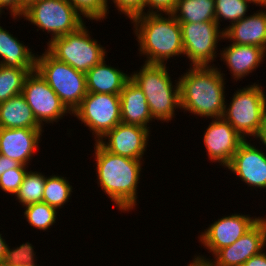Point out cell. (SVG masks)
<instances>
[{
    "instance_id": "1",
    "label": "cell",
    "mask_w": 266,
    "mask_h": 266,
    "mask_svg": "<svg viewBox=\"0 0 266 266\" xmlns=\"http://www.w3.org/2000/svg\"><path fill=\"white\" fill-rule=\"evenodd\" d=\"M94 144L98 187L116 204L119 211H132L137 206V187L144 160L116 155L107 151L99 142Z\"/></svg>"
},
{
    "instance_id": "2",
    "label": "cell",
    "mask_w": 266,
    "mask_h": 266,
    "mask_svg": "<svg viewBox=\"0 0 266 266\" xmlns=\"http://www.w3.org/2000/svg\"><path fill=\"white\" fill-rule=\"evenodd\" d=\"M213 66L187 68L179 81L180 104L184 112L202 118H222L225 108V74Z\"/></svg>"
},
{
    "instance_id": "3",
    "label": "cell",
    "mask_w": 266,
    "mask_h": 266,
    "mask_svg": "<svg viewBox=\"0 0 266 266\" xmlns=\"http://www.w3.org/2000/svg\"><path fill=\"white\" fill-rule=\"evenodd\" d=\"M139 53L145 63L167 64L175 56H184L180 23L171 13L142 14L131 19Z\"/></svg>"
},
{
    "instance_id": "4",
    "label": "cell",
    "mask_w": 266,
    "mask_h": 266,
    "mask_svg": "<svg viewBox=\"0 0 266 266\" xmlns=\"http://www.w3.org/2000/svg\"><path fill=\"white\" fill-rule=\"evenodd\" d=\"M166 64L143 63L130 79L142 90L153 120L171 122L175 110H181L179 81L173 85Z\"/></svg>"
},
{
    "instance_id": "5",
    "label": "cell",
    "mask_w": 266,
    "mask_h": 266,
    "mask_svg": "<svg viewBox=\"0 0 266 266\" xmlns=\"http://www.w3.org/2000/svg\"><path fill=\"white\" fill-rule=\"evenodd\" d=\"M35 70L71 113L88 93L86 73L57 60L46 49L42 55L36 53Z\"/></svg>"
},
{
    "instance_id": "6",
    "label": "cell",
    "mask_w": 266,
    "mask_h": 266,
    "mask_svg": "<svg viewBox=\"0 0 266 266\" xmlns=\"http://www.w3.org/2000/svg\"><path fill=\"white\" fill-rule=\"evenodd\" d=\"M258 82L239 88L225 104L222 118L246 140L255 137L266 115V94ZM228 107V108H227Z\"/></svg>"
},
{
    "instance_id": "7",
    "label": "cell",
    "mask_w": 266,
    "mask_h": 266,
    "mask_svg": "<svg viewBox=\"0 0 266 266\" xmlns=\"http://www.w3.org/2000/svg\"><path fill=\"white\" fill-rule=\"evenodd\" d=\"M90 33L84 24L75 32L49 40L46 50L57 60L87 73L107 56L106 47L98 44Z\"/></svg>"
},
{
    "instance_id": "8",
    "label": "cell",
    "mask_w": 266,
    "mask_h": 266,
    "mask_svg": "<svg viewBox=\"0 0 266 266\" xmlns=\"http://www.w3.org/2000/svg\"><path fill=\"white\" fill-rule=\"evenodd\" d=\"M38 30L47 32L51 39L77 31L86 24L83 16L67 0H34L21 16Z\"/></svg>"
},
{
    "instance_id": "9",
    "label": "cell",
    "mask_w": 266,
    "mask_h": 266,
    "mask_svg": "<svg viewBox=\"0 0 266 266\" xmlns=\"http://www.w3.org/2000/svg\"><path fill=\"white\" fill-rule=\"evenodd\" d=\"M72 115L88 127L95 142H98L122 122L120 97L114 94L87 93Z\"/></svg>"
},
{
    "instance_id": "10",
    "label": "cell",
    "mask_w": 266,
    "mask_h": 266,
    "mask_svg": "<svg viewBox=\"0 0 266 266\" xmlns=\"http://www.w3.org/2000/svg\"><path fill=\"white\" fill-rule=\"evenodd\" d=\"M180 27L184 57L189 58V66H212L217 58L218 42L224 40V30L216 21L180 23Z\"/></svg>"
},
{
    "instance_id": "11",
    "label": "cell",
    "mask_w": 266,
    "mask_h": 266,
    "mask_svg": "<svg viewBox=\"0 0 266 266\" xmlns=\"http://www.w3.org/2000/svg\"><path fill=\"white\" fill-rule=\"evenodd\" d=\"M22 95L30 106L37 122L44 124L58 122L72 113L61 102L58 95L47 84V82L35 70L30 72L24 81Z\"/></svg>"
},
{
    "instance_id": "12",
    "label": "cell",
    "mask_w": 266,
    "mask_h": 266,
    "mask_svg": "<svg viewBox=\"0 0 266 266\" xmlns=\"http://www.w3.org/2000/svg\"><path fill=\"white\" fill-rule=\"evenodd\" d=\"M266 247V217L261 218L236 242L221 248L214 254V259L203 255L197 257L208 259L214 266H242L252 256L259 254Z\"/></svg>"
},
{
    "instance_id": "13",
    "label": "cell",
    "mask_w": 266,
    "mask_h": 266,
    "mask_svg": "<svg viewBox=\"0 0 266 266\" xmlns=\"http://www.w3.org/2000/svg\"><path fill=\"white\" fill-rule=\"evenodd\" d=\"M261 217L241 214L224 216L214 221L198 236L205 249L212 256L221 248L228 247L243 236Z\"/></svg>"
},
{
    "instance_id": "14",
    "label": "cell",
    "mask_w": 266,
    "mask_h": 266,
    "mask_svg": "<svg viewBox=\"0 0 266 266\" xmlns=\"http://www.w3.org/2000/svg\"><path fill=\"white\" fill-rule=\"evenodd\" d=\"M150 134L148 128L120 122L98 142L113 154L143 160Z\"/></svg>"
},
{
    "instance_id": "15",
    "label": "cell",
    "mask_w": 266,
    "mask_h": 266,
    "mask_svg": "<svg viewBox=\"0 0 266 266\" xmlns=\"http://www.w3.org/2000/svg\"><path fill=\"white\" fill-rule=\"evenodd\" d=\"M203 143L211 162L227 167L239 145L244 141L240 134L223 118L210 121L203 134Z\"/></svg>"
},
{
    "instance_id": "16",
    "label": "cell",
    "mask_w": 266,
    "mask_h": 266,
    "mask_svg": "<svg viewBox=\"0 0 266 266\" xmlns=\"http://www.w3.org/2000/svg\"><path fill=\"white\" fill-rule=\"evenodd\" d=\"M256 146L244 140L226 169L246 183L247 187L261 190L266 189V153Z\"/></svg>"
},
{
    "instance_id": "17",
    "label": "cell",
    "mask_w": 266,
    "mask_h": 266,
    "mask_svg": "<svg viewBox=\"0 0 266 266\" xmlns=\"http://www.w3.org/2000/svg\"><path fill=\"white\" fill-rule=\"evenodd\" d=\"M43 129L0 128V155L28 166L39 150Z\"/></svg>"
},
{
    "instance_id": "18",
    "label": "cell",
    "mask_w": 266,
    "mask_h": 266,
    "mask_svg": "<svg viewBox=\"0 0 266 266\" xmlns=\"http://www.w3.org/2000/svg\"><path fill=\"white\" fill-rule=\"evenodd\" d=\"M219 55L222 58L220 60L227 65L234 82H237L260 67L266 57V51L255 45L231 43L222 48Z\"/></svg>"
},
{
    "instance_id": "19",
    "label": "cell",
    "mask_w": 266,
    "mask_h": 266,
    "mask_svg": "<svg viewBox=\"0 0 266 266\" xmlns=\"http://www.w3.org/2000/svg\"><path fill=\"white\" fill-rule=\"evenodd\" d=\"M222 29L224 41L227 39L234 44L255 45L266 51V9L257 10Z\"/></svg>"
},
{
    "instance_id": "20",
    "label": "cell",
    "mask_w": 266,
    "mask_h": 266,
    "mask_svg": "<svg viewBox=\"0 0 266 266\" xmlns=\"http://www.w3.org/2000/svg\"><path fill=\"white\" fill-rule=\"evenodd\" d=\"M121 121L125 124L148 128L153 120L147 99L142 90L129 79L119 94Z\"/></svg>"
},
{
    "instance_id": "21",
    "label": "cell",
    "mask_w": 266,
    "mask_h": 266,
    "mask_svg": "<svg viewBox=\"0 0 266 266\" xmlns=\"http://www.w3.org/2000/svg\"><path fill=\"white\" fill-rule=\"evenodd\" d=\"M106 58L86 73L88 93L119 95L130 75L116 67L106 65Z\"/></svg>"
},
{
    "instance_id": "22",
    "label": "cell",
    "mask_w": 266,
    "mask_h": 266,
    "mask_svg": "<svg viewBox=\"0 0 266 266\" xmlns=\"http://www.w3.org/2000/svg\"><path fill=\"white\" fill-rule=\"evenodd\" d=\"M11 32L0 26V65L20 69H35L36 55Z\"/></svg>"
},
{
    "instance_id": "23",
    "label": "cell",
    "mask_w": 266,
    "mask_h": 266,
    "mask_svg": "<svg viewBox=\"0 0 266 266\" xmlns=\"http://www.w3.org/2000/svg\"><path fill=\"white\" fill-rule=\"evenodd\" d=\"M0 128L43 129L25 97L20 94L0 103Z\"/></svg>"
},
{
    "instance_id": "24",
    "label": "cell",
    "mask_w": 266,
    "mask_h": 266,
    "mask_svg": "<svg viewBox=\"0 0 266 266\" xmlns=\"http://www.w3.org/2000/svg\"><path fill=\"white\" fill-rule=\"evenodd\" d=\"M171 14L179 23L215 21V0H177Z\"/></svg>"
},
{
    "instance_id": "25",
    "label": "cell",
    "mask_w": 266,
    "mask_h": 266,
    "mask_svg": "<svg viewBox=\"0 0 266 266\" xmlns=\"http://www.w3.org/2000/svg\"><path fill=\"white\" fill-rule=\"evenodd\" d=\"M35 69H20L0 65V103L22 94L24 81Z\"/></svg>"
},
{
    "instance_id": "26",
    "label": "cell",
    "mask_w": 266,
    "mask_h": 266,
    "mask_svg": "<svg viewBox=\"0 0 266 266\" xmlns=\"http://www.w3.org/2000/svg\"><path fill=\"white\" fill-rule=\"evenodd\" d=\"M46 176L42 172L27 171L18 192L15 194L16 200L23 207L43 202V193Z\"/></svg>"
},
{
    "instance_id": "27",
    "label": "cell",
    "mask_w": 266,
    "mask_h": 266,
    "mask_svg": "<svg viewBox=\"0 0 266 266\" xmlns=\"http://www.w3.org/2000/svg\"><path fill=\"white\" fill-rule=\"evenodd\" d=\"M72 188L66 177L58 176V174L46 176L43 202L59 210L69 202L68 199H70L73 192Z\"/></svg>"
},
{
    "instance_id": "28",
    "label": "cell",
    "mask_w": 266,
    "mask_h": 266,
    "mask_svg": "<svg viewBox=\"0 0 266 266\" xmlns=\"http://www.w3.org/2000/svg\"><path fill=\"white\" fill-rule=\"evenodd\" d=\"M24 210V217L33 228L47 231L56 223L58 210L45 202L27 205Z\"/></svg>"
},
{
    "instance_id": "29",
    "label": "cell",
    "mask_w": 266,
    "mask_h": 266,
    "mask_svg": "<svg viewBox=\"0 0 266 266\" xmlns=\"http://www.w3.org/2000/svg\"><path fill=\"white\" fill-rule=\"evenodd\" d=\"M249 4L245 0H215V21L220 27V22L228 21L229 25L247 17Z\"/></svg>"
},
{
    "instance_id": "30",
    "label": "cell",
    "mask_w": 266,
    "mask_h": 266,
    "mask_svg": "<svg viewBox=\"0 0 266 266\" xmlns=\"http://www.w3.org/2000/svg\"><path fill=\"white\" fill-rule=\"evenodd\" d=\"M32 243L26 242L16 248L6 247L5 258L0 266H31L36 265V252Z\"/></svg>"
},
{
    "instance_id": "31",
    "label": "cell",
    "mask_w": 266,
    "mask_h": 266,
    "mask_svg": "<svg viewBox=\"0 0 266 266\" xmlns=\"http://www.w3.org/2000/svg\"><path fill=\"white\" fill-rule=\"evenodd\" d=\"M88 20L101 21L109 14L107 0H67Z\"/></svg>"
},
{
    "instance_id": "32",
    "label": "cell",
    "mask_w": 266,
    "mask_h": 266,
    "mask_svg": "<svg viewBox=\"0 0 266 266\" xmlns=\"http://www.w3.org/2000/svg\"><path fill=\"white\" fill-rule=\"evenodd\" d=\"M29 166L19 165L0 176V189L11 196L18 192Z\"/></svg>"
},
{
    "instance_id": "33",
    "label": "cell",
    "mask_w": 266,
    "mask_h": 266,
    "mask_svg": "<svg viewBox=\"0 0 266 266\" xmlns=\"http://www.w3.org/2000/svg\"><path fill=\"white\" fill-rule=\"evenodd\" d=\"M115 8L130 20L145 14V0H111ZM108 3V0H107Z\"/></svg>"
},
{
    "instance_id": "34",
    "label": "cell",
    "mask_w": 266,
    "mask_h": 266,
    "mask_svg": "<svg viewBox=\"0 0 266 266\" xmlns=\"http://www.w3.org/2000/svg\"><path fill=\"white\" fill-rule=\"evenodd\" d=\"M176 3L177 0H145V10H148L145 14L172 13Z\"/></svg>"
},
{
    "instance_id": "35",
    "label": "cell",
    "mask_w": 266,
    "mask_h": 266,
    "mask_svg": "<svg viewBox=\"0 0 266 266\" xmlns=\"http://www.w3.org/2000/svg\"><path fill=\"white\" fill-rule=\"evenodd\" d=\"M26 5L22 0H0V15L5 13V10H9L11 17L15 20L23 15Z\"/></svg>"
},
{
    "instance_id": "36",
    "label": "cell",
    "mask_w": 266,
    "mask_h": 266,
    "mask_svg": "<svg viewBox=\"0 0 266 266\" xmlns=\"http://www.w3.org/2000/svg\"><path fill=\"white\" fill-rule=\"evenodd\" d=\"M20 165L15 160H12L4 155H0V176L4 174L9 169L17 168Z\"/></svg>"
},
{
    "instance_id": "37",
    "label": "cell",
    "mask_w": 266,
    "mask_h": 266,
    "mask_svg": "<svg viewBox=\"0 0 266 266\" xmlns=\"http://www.w3.org/2000/svg\"><path fill=\"white\" fill-rule=\"evenodd\" d=\"M262 250L259 254L252 256L242 266H266V252Z\"/></svg>"
},
{
    "instance_id": "38",
    "label": "cell",
    "mask_w": 266,
    "mask_h": 266,
    "mask_svg": "<svg viewBox=\"0 0 266 266\" xmlns=\"http://www.w3.org/2000/svg\"><path fill=\"white\" fill-rule=\"evenodd\" d=\"M254 138L257 140H260L259 144H260V142H262L263 145L265 146V149H266V115H265L263 122L260 126L258 134Z\"/></svg>"
},
{
    "instance_id": "39",
    "label": "cell",
    "mask_w": 266,
    "mask_h": 266,
    "mask_svg": "<svg viewBox=\"0 0 266 266\" xmlns=\"http://www.w3.org/2000/svg\"><path fill=\"white\" fill-rule=\"evenodd\" d=\"M187 266H214V265L208 259L199 258L195 254L192 262L190 261V264H188Z\"/></svg>"
},
{
    "instance_id": "40",
    "label": "cell",
    "mask_w": 266,
    "mask_h": 266,
    "mask_svg": "<svg viewBox=\"0 0 266 266\" xmlns=\"http://www.w3.org/2000/svg\"><path fill=\"white\" fill-rule=\"evenodd\" d=\"M2 236L3 235L0 233V265L2 264L5 258L6 247L8 245L5 241V238L3 239Z\"/></svg>"
},
{
    "instance_id": "41",
    "label": "cell",
    "mask_w": 266,
    "mask_h": 266,
    "mask_svg": "<svg viewBox=\"0 0 266 266\" xmlns=\"http://www.w3.org/2000/svg\"><path fill=\"white\" fill-rule=\"evenodd\" d=\"M245 1L253 3L256 6L259 5L260 7L266 8V0H245Z\"/></svg>"
},
{
    "instance_id": "42",
    "label": "cell",
    "mask_w": 266,
    "mask_h": 266,
    "mask_svg": "<svg viewBox=\"0 0 266 266\" xmlns=\"http://www.w3.org/2000/svg\"><path fill=\"white\" fill-rule=\"evenodd\" d=\"M34 0H22V2L27 6L30 2H32Z\"/></svg>"
}]
</instances>
